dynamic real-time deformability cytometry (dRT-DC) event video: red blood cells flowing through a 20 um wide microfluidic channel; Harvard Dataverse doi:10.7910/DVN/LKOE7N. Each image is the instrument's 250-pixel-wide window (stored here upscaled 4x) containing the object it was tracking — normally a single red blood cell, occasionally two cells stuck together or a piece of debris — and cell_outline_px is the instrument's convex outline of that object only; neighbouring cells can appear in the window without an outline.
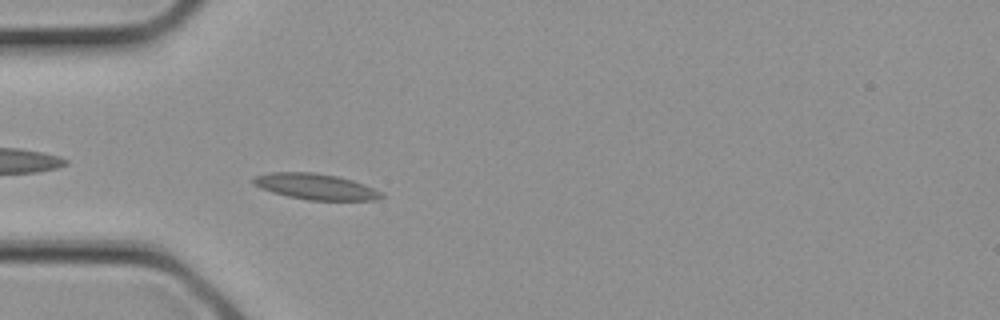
{"species": "common noctule bat (a hibernating species)", "species_latin": "Nyctalus noctula", "temperature_condition": "cold", "stored_images_in_passage": 4, "camera_frame_rate_fps": 3000, "um_per_image_px": 0.085, "animal": {"sex": "female", "body_mass_g": 21.9}, "frame": {"image": 1, "passage_image": 3, "time_ms": 0.667, "image_size_px": [1000, 320], "cell_outline_px": [[384, 196], [376, 200], [308, 200], [288, 196], [272, 192], [260, 188], [252, 184], [252, 176], [272, 172], [316, 172], [336, 176], [352, 180], [364, 184], [380, 192]], "centroid_in_image_um": [26.77, 15.85], "position_along_channel_um": 58.2, "area_um2": 19.31}}